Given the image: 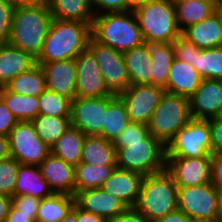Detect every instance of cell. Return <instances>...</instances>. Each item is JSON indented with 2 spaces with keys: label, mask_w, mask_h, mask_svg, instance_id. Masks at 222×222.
Masks as SVG:
<instances>
[{
  "label": "cell",
  "mask_w": 222,
  "mask_h": 222,
  "mask_svg": "<svg viewBox=\"0 0 222 222\" xmlns=\"http://www.w3.org/2000/svg\"><path fill=\"white\" fill-rule=\"evenodd\" d=\"M42 68L46 89L73 100L76 97L77 68L75 59L37 63Z\"/></svg>",
  "instance_id": "cell-17"
},
{
  "label": "cell",
  "mask_w": 222,
  "mask_h": 222,
  "mask_svg": "<svg viewBox=\"0 0 222 222\" xmlns=\"http://www.w3.org/2000/svg\"><path fill=\"white\" fill-rule=\"evenodd\" d=\"M75 205V197L69 194L53 193L41 199L36 222H60Z\"/></svg>",
  "instance_id": "cell-32"
},
{
  "label": "cell",
  "mask_w": 222,
  "mask_h": 222,
  "mask_svg": "<svg viewBox=\"0 0 222 222\" xmlns=\"http://www.w3.org/2000/svg\"><path fill=\"white\" fill-rule=\"evenodd\" d=\"M189 100L192 118L213 119L222 108V80L203 79Z\"/></svg>",
  "instance_id": "cell-18"
},
{
  "label": "cell",
  "mask_w": 222,
  "mask_h": 222,
  "mask_svg": "<svg viewBox=\"0 0 222 222\" xmlns=\"http://www.w3.org/2000/svg\"><path fill=\"white\" fill-rule=\"evenodd\" d=\"M12 93L28 96H39L46 89L45 75L39 64L29 71L14 77L5 85Z\"/></svg>",
  "instance_id": "cell-34"
},
{
  "label": "cell",
  "mask_w": 222,
  "mask_h": 222,
  "mask_svg": "<svg viewBox=\"0 0 222 222\" xmlns=\"http://www.w3.org/2000/svg\"><path fill=\"white\" fill-rule=\"evenodd\" d=\"M108 96L99 98L75 97L71 100V126L85 135L99 136L103 130Z\"/></svg>",
  "instance_id": "cell-13"
},
{
  "label": "cell",
  "mask_w": 222,
  "mask_h": 222,
  "mask_svg": "<svg viewBox=\"0 0 222 222\" xmlns=\"http://www.w3.org/2000/svg\"><path fill=\"white\" fill-rule=\"evenodd\" d=\"M203 78L188 63L174 58L168 75L166 92L190 98L200 86Z\"/></svg>",
  "instance_id": "cell-22"
},
{
  "label": "cell",
  "mask_w": 222,
  "mask_h": 222,
  "mask_svg": "<svg viewBox=\"0 0 222 222\" xmlns=\"http://www.w3.org/2000/svg\"><path fill=\"white\" fill-rule=\"evenodd\" d=\"M38 99L40 102L39 115L70 118V98L45 89Z\"/></svg>",
  "instance_id": "cell-38"
},
{
  "label": "cell",
  "mask_w": 222,
  "mask_h": 222,
  "mask_svg": "<svg viewBox=\"0 0 222 222\" xmlns=\"http://www.w3.org/2000/svg\"><path fill=\"white\" fill-rule=\"evenodd\" d=\"M53 194L48 182L42 176L39 167L35 165L20 164L14 195H28L43 199Z\"/></svg>",
  "instance_id": "cell-25"
},
{
  "label": "cell",
  "mask_w": 222,
  "mask_h": 222,
  "mask_svg": "<svg viewBox=\"0 0 222 222\" xmlns=\"http://www.w3.org/2000/svg\"><path fill=\"white\" fill-rule=\"evenodd\" d=\"M143 178L144 176L139 173L116 167L101 188L121 200L127 207H135Z\"/></svg>",
  "instance_id": "cell-19"
},
{
  "label": "cell",
  "mask_w": 222,
  "mask_h": 222,
  "mask_svg": "<svg viewBox=\"0 0 222 222\" xmlns=\"http://www.w3.org/2000/svg\"><path fill=\"white\" fill-rule=\"evenodd\" d=\"M212 155L201 158H166V171L177 187L196 186L211 182Z\"/></svg>",
  "instance_id": "cell-15"
},
{
  "label": "cell",
  "mask_w": 222,
  "mask_h": 222,
  "mask_svg": "<svg viewBox=\"0 0 222 222\" xmlns=\"http://www.w3.org/2000/svg\"><path fill=\"white\" fill-rule=\"evenodd\" d=\"M117 167L143 176L166 170V146L149 134L144 143L127 144L117 151Z\"/></svg>",
  "instance_id": "cell-7"
},
{
  "label": "cell",
  "mask_w": 222,
  "mask_h": 222,
  "mask_svg": "<svg viewBox=\"0 0 222 222\" xmlns=\"http://www.w3.org/2000/svg\"><path fill=\"white\" fill-rule=\"evenodd\" d=\"M17 122V119L0 98V135L8 136Z\"/></svg>",
  "instance_id": "cell-45"
},
{
  "label": "cell",
  "mask_w": 222,
  "mask_h": 222,
  "mask_svg": "<svg viewBox=\"0 0 222 222\" xmlns=\"http://www.w3.org/2000/svg\"><path fill=\"white\" fill-rule=\"evenodd\" d=\"M173 2H188L192 0H172ZM200 1H218V0H200Z\"/></svg>",
  "instance_id": "cell-60"
},
{
  "label": "cell",
  "mask_w": 222,
  "mask_h": 222,
  "mask_svg": "<svg viewBox=\"0 0 222 222\" xmlns=\"http://www.w3.org/2000/svg\"><path fill=\"white\" fill-rule=\"evenodd\" d=\"M12 206V197L0 194V222H5Z\"/></svg>",
  "instance_id": "cell-52"
},
{
  "label": "cell",
  "mask_w": 222,
  "mask_h": 222,
  "mask_svg": "<svg viewBox=\"0 0 222 222\" xmlns=\"http://www.w3.org/2000/svg\"><path fill=\"white\" fill-rule=\"evenodd\" d=\"M150 134L148 125L131 122L112 142L116 151L127 148V144L144 143Z\"/></svg>",
  "instance_id": "cell-40"
},
{
  "label": "cell",
  "mask_w": 222,
  "mask_h": 222,
  "mask_svg": "<svg viewBox=\"0 0 222 222\" xmlns=\"http://www.w3.org/2000/svg\"><path fill=\"white\" fill-rule=\"evenodd\" d=\"M88 49L98 63L108 90L115 95L124 91L130 85V80L123 54L110 46L98 43L92 37L89 40Z\"/></svg>",
  "instance_id": "cell-11"
},
{
  "label": "cell",
  "mask_w": 222,
  "mask_h": 222,
  "mask_svg": "<svg viewBox=\"0 0 222 222\" xmlns=\"http://www.w3.org/2000/svg\"><path fill=\"white\" fill-rule=\"evenodd\" d=\"M53 193L75 196V167L49 154L38 166Z\"/></svg>",
  "instance_id": "cell-20"
},
{
  "label": "cell",
  "mask_w": 222,
  "mask_h": 222,
  "mask_svg": "<svg viewBox=\"0 0 222 222\" xmlns=\"http://www.w3.org/2000/svg\"><path fill=\"white\" fill-rule=\"evenodd\" d=\"M14 9L15 5L0 0V45L9 41Z\"/></svg>",
  "instance_id": "cell-43"
},
{
  "label": "cell",
  "mask_w": 222,
  "mask_h": 222,
  "mask_svg": "<svg viewBox=\"0 0 222 222\" xmlns=\"http://www.w3.org/2000/svg\"><path fill=\"white\" fill-rule=\"evenodd\" d=\"M155 222H193L182 210H175Z\"/></svg>",
  "instance_id": "cell-51"
},
{
  "label": "cell",
  "mask_w": 222,
  "mask_h": 222,
  "mask_svg": "<svg viewBox=\"0 0 222 222\" xmlns=\"http://www.w3.org/2000/svg\"><path fill=\"white\" fill-rule=\"evenodd\" d=\"M72 211L77 215L78 222H105L106 220L96 214L82 210L76 204Z\"/></svg>",
  "instance_id": "cell-50"
},
{
  "label": "cell",
  "mask_w": 222,
  "mask_h": 222,
  "mask_svg": "<svg viewBox=\"0 0 222 222\" xmlns=\"http://www.w3.org/2000/svg\"><path fill=\"white\" fill-rule=\"evenodd\" d=\"M94 15L106 12H126L133 10L129 0H89Z\"/></svg>",
  "instance_id": "cell-42"
},
{
  "label": "cell",
  "mask_w": 222,
  "mask_h": 222,
  "mask_svg": "<svg viewBox=\"0 0 222 222\" xmlns=\"http://www.w3.org/2000/svg\"><path fill=\"white\" fill-rule=\"evenodd\" d=\"M20 163L12 157L0 161V194L14 196V187Z\"/></svg>",
  "instance_id": "cell-39"
},
{
  "label": "cell",
  "mask_w": 222,
  "mask_h": 222,
  "mask_svg": "<svg viewBox=\"0 0 222 222\" xmlns=\"http://www.w3.org/2000/svg\"><path fill=\"white\" fill-rule=\"evenodd\" d=\"M105 222H114L113 220H106Z\"/></svg>",
  "instance_id": "cell-61"
},
{
  "label": "cell",
  "mask_w": 222,
  "mask_h": 222,
  "mask_svg": "<svg viewBox=\"0 0 222 222\" xmlns=\"http://www.w3.org/2000/svg\"><path fill=\"white\" fill-rule=\"evenodd\" d=\"M177 201L193 222H218L217 187L212 182L178 187Z\"/></svg>",
  "instance_id": "cell-9"
},
{
  "label": "cell",
  "mask_w": 222,
  "mask_h": 222,
  "mask_svg": "<svg viewBox=\"0 0 222 222\" xmlns=\"http://www.w3.org/2000/svg\"><path fill=\"white\" fill-rule=\"evenodd\" d=\"M75 204L82 210L96 214L105 220L116 219L127 206L101 187L75 193Z\"/></svg>",
  "instance_id": "cell-16"
},
{
  "label": "cell",
  "mask_w": 222,
  "mask_h": 222,
  "mask_svg": "<svg viewBox=\"0 0 222 222\" xmlns=\"http://www.w3.org/2000/svg\"><path fill=\"white\" fill-rule=\"evenodd\" d=\"M178 187L166 171L144 176L135 208L148 220H156L178 209Z\"/></svg>",
  "instance_id": "cell-5"
},
{
  "label": "cell",
  "mask_w": 222,
  "mask_h": 222,
  "mask_svg": "<svg viewBox=\"0 0 222 222\" xmlns=\"http://www.w3.org/2000/svg\"><path fill=\"white\" fill-rule=\"evenodd\" d=\"M36 216L37 214L18 213V209L12 205L5 222H36Z\"/></svg>",
  "instance_id": "cell-49"
},
{
  "label": "cell",
  "mask_w": 222,
  "mask_h": 222,
  "mask_svg": "<svg viewBox=\"0 0 222 222\" xmlns=\"http://www.w3.org/2000/svg\"><path fill=\"white\" fill-rule=\"evenodd\" d=\"M211 182L222 188V154H213L211 160Z\"/></svg>",
  "instance_id": "cell-47"
},
{
  "label": "cell",
  "mask_w": 222,
  "mask_h": 222,
  "mask_svg": "<svg viewBox=\"0 0 222 222\" xmlns=\"http://www.w3.org/2000/svg\"><path fill=\"white\" fill-rule=\"evenodd\" d=\"M209 121H220V122H222V108L218 111L217 115L213 119H210Z\"/></svg>",
  "instance_id": "cell-58"
},
{
  "label": "cell",
  "mask_w": 222,
  "mask_h": 222,
  "mask_svg": "<svg viewBox=\"0 0 222 222\" xmlns=\"http://www.w3.org/2000/svg\"><path fill=\"white\" fill-rule=\"evenodd\" d=\"M194 68L203 79L222 80V46L208 49L196 47Z\"/></svg>",
  "instance_id": "cell-36"
},
{
  "label": "cell",
  "mask_w": 222,
  "mask_h": 222,
  "mask_svg": "<svg viewBox=\"0 0 222 222\" xmlns=\"http://www.w3.org/2000/svg\"><path fill=\"white\" fill-rule=\"evenodd\" d=\"M189 42L200 49L222 46V27L215 13L182 32Z\"/></svg>",
  "instance_id": "cell-24"
},
{
  "label": "cell",
  "mask_w": 222,
  "mask_h": 222,
  "mask_svg": "<svg viewBox=\"0 0 222 222\" xmlns=\"http://www.w3.org/2000/svg\"><path fill=\"white\" fill-rule=\"evenodd\" d=\"M0 98L12 112L17 121H32L39 115L40 102L38 96L21 95L0 88Z\"/></svg>",
  "instance_id": "cell-33"
},
{
  "label": "cell",
  "mask_w": 222,
  "mask_h": 222,
  "mask_svg": "<svg viewBox=\"0 0 222 222\" xmlns=\"http://www.w3.org/2000/svg\"><path fill=\"white\" fill-rule=\"evenodd\" d=\"M165 89L156 85H129L118 94L126 106L129 119L148 125Z\"/></svg>",
  "instance_id": "cell-12"
},
{
  "label": "cell",
  "mask_w": 222,
  "mask_h": 222,
  "mask_svg": "<svg viewBox=\"0 0 222 222\" xmlns=\"http://www.w3.org/2000/svg\"><path fill=\"white\" fill-rule=\"evenodd\" d=\"M15 6L17 5H31V4H40L47 2V0H5Z\"/></svg>",
  "instance_id": "cell-54"
},
{
  "label": "cell",
  "mask_w": 222,
  "mask_h": 222,
  "mask_svg": "<svg viewBox=\"0 0 222 222\" xmlns=\"http://www.w3.org/2000/svg\"><path fill=\"white\" fill-rule=\"evenodd\" d=\"M81 162L94 166H117V151L112 141L101 136L86 135Z\"/></svg>",
  "instance_id": "cell-26"
},
{
  "label": "cell",
  "mask_w": 222,
  "mask_h": 222,
  "mask_svg": "<svg viewBox=\"0 0 222 222\" xmlns=\"http://www.w3.org/2000/svg\"><path fill=\"white\" fill-rule=\"evenodd\" d=\"M122 54L127 67L130 85H152L149 43L144 42Z\"/></svg>",
  "instance_id": "cell-23"
},
{
  "label": "cell",
  "mask_w": 222,
  "mask_h": 222,
  "mask_svg": "<svg viewBox=\"0 0 222 222\" xmlns=\"http://www.w3.org/2000/svg\"><path fill=\"white\" fill-rule=\"evenodd\" d=\"M52 20L47 2L15 6L8 43L37 59Z\"/></svg>",
  "instance_id": "cell-1"
},
{
  "label": "cell",
  "mask_w": 222,
  "mask_h": 222,
  "mask_svg": "<svg viewBox=\"0 0 222 222\" xmlns=\"http://www.w3.org/2000/svg\"><path fill=\"white\" fill-rule=\"evenodd\" d=\"M152 85L165 88L169 69L175 58L172 43H149Z\"/></svg>",
  "instance_id": "cell-30"
},
{
  "label": "cell",
  "mask_w": 222,
  "mask_h": 222,
  "mask_svg": "<svg viewBox=\"0 0 222 222\" xmlns=\"http://www.w3.org/2000/svg\"><path fill=\"white\" fill-rule=\"evenodd\" d=\"M75 63L76 97L99 98L114 95L106 87L98 63L88 48L77 55Z\"/></svg>",
  "instance_id": "cell-14"
},
{
  "label": "cell",
  "mask_w": 222,
  "mask_h": 222,
  "mask_svg": "<svg viewBox=\"0 0 222 222\" xmlns=\"http://www.w3.org/2000/svg\"><path fill=\"white\" fill-rule=\"evenodd\" d=\"M129 1L135 7L136 5L141 4L147 0H129Z\"/></svg>",
  "instance_id": "cell-59"
},
{
  "label": "cell",
  "mask_w": 222,
  "mask_h": 222,
  "mask_svg": "<svg viewBox=\"0 0 222 222\" xmlns=\"http://www.w3.org/2000/svg\"><path fill=\"white\" fill-rule=\"evenodd\" d=\"M218 1L192 0L188 2H174L176 20L181 32L189 26L197 24L214 13Z\"/></svg>",
  "instance_id": "cell-31"
},
{
  "label": "cell",
  "mask_w": 222,
  "mask_h": 222,
  "mask_svg": "<svg viewBox=\"0 0 222 222\" xmlns=\"http://www.w3.org/2000/svg\"><path fill=\"white\" fill-rule=\"evenodd\" d=\"M52 17L63 21L92 23L94 11L89 0H47Z\"/></svg>",
  "instance_id": "cell-27"
},
{
  "label": "cell",
  "mask_w": 222,
  "mask_h": 222,
  "mask_svg": "<svg viewBox=\"0 0 222 222\" xmlns=\"http://www.w3.org/2000/svg\"><path fill=\"white\" fill-rule=\"evenodd\" d=\"M213 154H222V122L209 121Z\"/></svg>",
  "instance_id": "cell-46"
},
{
  "label": "cell",
  "mask_w": 222,
  "mask_h": 222,
  "mask_svg": "<svg viewBox=\"0 0 222 222\" xmlns=\"http://www.w3.org/2000/svg\"><path fill=\"white\" fill-rule=\"evenodd\" d=\"M8 144L10 157L20 164L39 166L51 153L31 121H18L8 134Z\"/></svg>",
  "instance_id": "cell-10"
},
{
  "label": "cell",
  "mask_w": 222,
  "mask_h": 222,
  "mask_svg": "<svg viewBox=\"0 0 222 222\" xmlns=\"http://www.w3.org/2000/svg\"><path fill=\"white\" fill-rule=\"evenodd\" d=\"M92 23L53 18L36 63L75 59L88 48Z\"/></svg>",
  "instance_id": "cell-2"
},
{
  "label": "cell",
  "mask_w": 222,
  "mask_h": 222,
  "mask_svg": "<svg viewBox=\"0 0 222 222\" xmlns=\"http://www.w3.org/2000/svg\"><path fill=\"white\" fill-rule=\"evenodd\" d=\"M41 199L28 195H14L12 205L18 209V213L37 214Z\"/></svg>",
  "instance_id": "cell-44"
},
{
  "label": "cell",
  "mask_w": 222,
  "mask_h": 222,
  "mask_svg": "<svg viewBox=\"0 0 222 222\" xmlns=\"http://www.w3.org/2000/svg\"><path fill=\"white\" fill-rule=\"evenodd\" d=\"M132 11L146 43H172L182 35L172 0H147Z\"/></svg>",
  "instance_id": "cell-4"
},
{
  "label": "cell",
  "mask_w": 222,
  "mask_h": 222,
  "mask_svg": "<svg viewBox=\"0 0 222 222\" xmlns=\"http://www.w3.org/2000/svg\"><path fill=\"white\" fill-rule=\"evenodd\" d=\"M213 155L209 120L192 118L166 145V158Z\"/></svg>",
  "instance_id": "cell-8"
},
{
  "label": "cell",
  "mask_w": 222,
  "mask_h": 222,
  "mask_svg": "<svg viewBox=\"0 0 222 222\" xmlns=\"http://www.w3.org/2000/svg\"><path fill=\"white\" fill-rule=\"evenodd\" d=\"M117 166H94L80 162L75 166V193L99 188L111 176Z\"/></svg>",
  "instance_id": "cell-35"
},
{
  "label": "cell",
  "mask_w": 222,
  "mask_h": 222,
  "mask_svg": "<svg viewBox=\"0 0 222 222\" xmlns=\"http://www.w3.org/2000/svg\"><path fill=\"white\" fill-rule=\"evenodd\" d=\"M10 157L8 136L0 135V161Z\"/></svg>",
  "instance_id": "cell-53"
},
{
  "label": "cell",
  "mask_w": 222,
  "mask_h": 222,
  "mask_svg": "<svg viewBox=\"0 0 222 222\" xmlns=\"http://www.w3.org/2000/svg\"><path fill=\"white\" fill-rule=\"evenodd\" d=\"M191 119L189 98L165 91L152 114L148 129L166 146Z\"/></svg>",
  "instance_id": "cell-6"
},
{
  "label": "cell",
  "mask_w": 222,
  "mask_h": 222,
  "mask_svg": "<svg viewBox=\"0 0 222 222\" xmlns=\"http://www.w3.org/2000/svg\"><path fill=\"white\" fill-rule=\"evenodd\" d=\"M218 196V222H222V188H217Z\"/></svg>",
  "instance_id": "cell-55"
},
{
  "label": "cell",
  "mask_w": 222,
  "mask_h": 222,
  "mask_svg": "<svg viewBox=\"0 0 222 222\" xmlns=\"http://www.w3.org/2000/svg\"><path fill=\"white\" fill-rule=\"evenodd\" d=\"M114 222H152L141 214L135 207H127Z\"/></svg>",
  "instance_id": "cell-48"
},
{
  "label": "cell",
  "mask_w": 222,
  "mask_h": 222,
  "mask_svg": "<svg viewBox=\"0 0 222 222\" xmlns=\"http://www.w3.org/2000/svg\"><path fill=\"white\" fill-rule=\"evenodd\" d=\"M174 56L176 59L188 63L194 68L196 60V46L184 36H179L173 42Z\"/></svg>",
  "instance_id": "cell-41"
},
{
  "label": "cell",
  "mask_w": 222,
  "mask_h": 222,
  "mask_svg": "<svg viewBox=\"0 0 222 222\" xmlns=\"http://www.w3.org/2000/svg\"><path fill=\"white\" fill-rule=\"evenodd\" d=\"M91 35L98 43L121 53L145 42L132 10L94 15Z\"/></svg>",
  "instance_id": "cell-3"
},
{
  "label": "cell",
  "mask_w": 222,
  "mask_h": 222,
  "mask_svg": "<svg viewBox=\"0 0 222 222\" xmlns=\"http://www.w3.org/2000/svg\"><path fill=\"white\" fill-rule=\"evenodd\" d=\"M31 122L38 136L50 148L71 127L70 118L38 115Z\"/></svg>",
  "instance_id": "cell-37"
},
{
  "label": "cell",
  "mask_w": 222,
  "mask_h": 222,
  "mask_svg": "<svg viewBox=\"0 0 222 222\" xmlns=\"http://www.w3.org/2000/svg\"><path fill=\"white\" fill-rule=\"evenodd\" d=\"M130 123L131 121L122 99L115 94L108 95L104 126L99 136L113 142Z\"/></svg>",
  "instance_id": "cell-28"
},
{
  "label": "cell",
  "mask_w": 222,
  "mask_h": 222,
  "mask_svg": "<svg viewBox=\"0 0 222 222\" xmlns=\"http://www.w3.org/2000/svg\"><path fill=\"white\" fill-rule=\"evenodd\" d=\"M214 13L216 14L219 24L222 27V0H218L214 7Z\"/></svg>",
  "instance_id": "cell-56"
},
{
  "label": "cell",
  "mask_w": 222,
  "mask_h": 222,
  "mask_svg": "<svg viewBox=\"0 0 222 222\" xmlns=\"http://www.w3.org/2000/svg\"><path fill=\"white\" fill-rule=\"evenodd\" d=\"M60 222H78L77 215L71 210Z\"/></svg>",
  "instance_id": "cell-57"
},
{
  "label": "cell",
  "mask_w": 222,
  "mask_h": 222,
  "mask_svg": "<svg viewBox=\"0 0 222 222\" xmlns=\"http://www.w3.org/2000/svg\"><path fill=\"white\" fill-rule=\"evenodd\" d=\"M36 59L29 53L6 43L0 45V88L14 77L29 71L36 65Z\"/></svg>",
  "instance_id": "cell-21"
},
{
  "label": "cell",
  "mask_w": 222,
  "mask_h": 222,
  "mask_svg": "<svg viewBox=\"0 0 222 222\" xmlns=\"http://www.w3.org/2000/svg\"><path fill=\"white\" fill-rule=\"evenodd\" d=\"M85 138L86 135L84 133L71 126L51 147V154L75 167L81 162Z\"/></svg>",
  "instance_id": "cell-29"
}]
</instances>
